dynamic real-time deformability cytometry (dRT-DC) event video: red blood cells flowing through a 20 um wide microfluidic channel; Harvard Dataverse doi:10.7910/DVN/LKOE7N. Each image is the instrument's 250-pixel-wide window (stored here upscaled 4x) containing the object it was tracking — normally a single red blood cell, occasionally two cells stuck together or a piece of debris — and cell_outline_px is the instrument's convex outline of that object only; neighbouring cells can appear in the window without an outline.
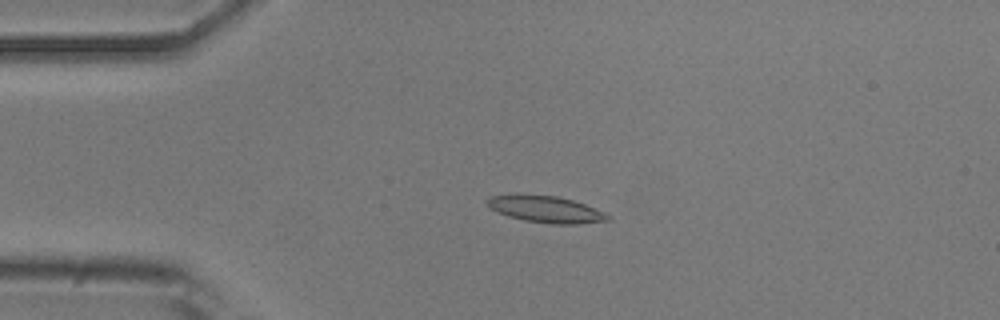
{"species": "common noctule bat (a hibernating species)", "species_latin": "Nyctalus noctula", "temperature_condition": "room temperature", "stored_images_in_passage": 10, "camera_frame_rate_fps": 3000, "um_per_image_px": 0.085, "animal": {"sex": "male", "body_mass_g": 20.5, "forearm_length_mm": 52.5}, "frame": {"image": 1, "passage_image": 4, "time_ms": 1.0, "image_size_px": [1000, 320], "cell_outline_px": [[612, 216], [608, 220], [580, 224], [552, 224], [524, 220], [508, 216], [496, 212], [488, 208], [484, 200], [492, 196], [512, 192], [516, 192], [556, 196], [572, 200], [584, 204], [604, 212]], "centroid_in_image_um": [46.29, 17.75], "position_along_channel_um": 38.7, "area_um2": 19.31}}
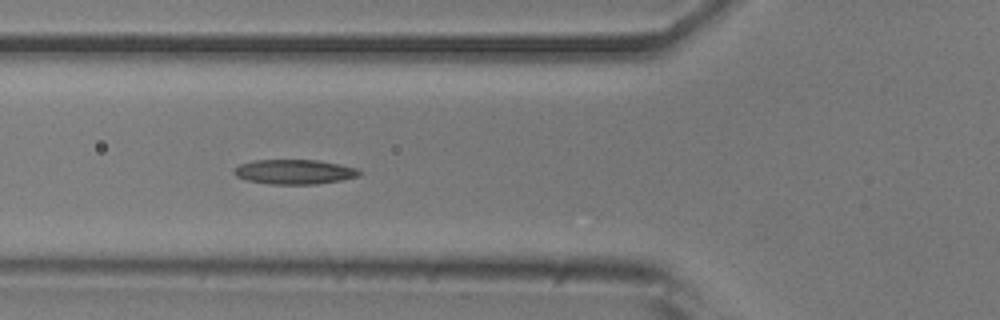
{"frame": {"image": 2, "passage_image": 6, "time_ms": 1.667, "image_size_px": [1000, 320], "cell_outline_px": [[360, 176], [340, 180], [316, 184], [272, 184], [248, 180], [236, 176], [232, 172], [240, 164], [252, 160], [320, 160], [340, 164], [356, 168], [360, 172]], "centroid_in_image_um": [25.03, 14.6], "position_along_channel_um": 100.8, "area_um2": 17.92}}
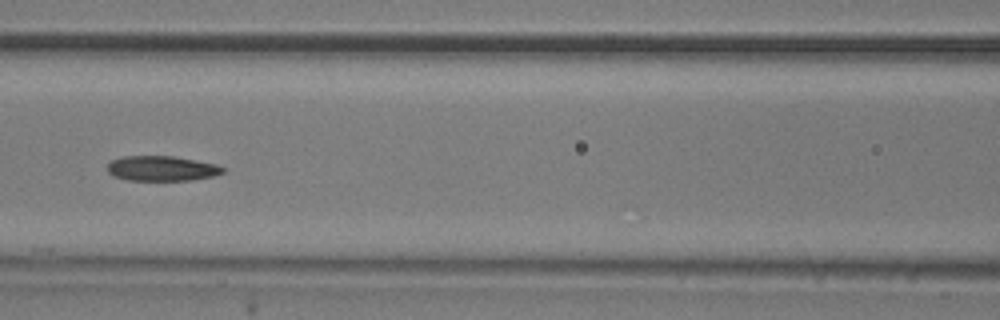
{"frame": {"image": 3, "passage_image": 7, "time_ms": 2.0, "image_size_px": [1000, 320], "cell_outline_px": [[224, 172], [212, 176], [192, 180], [128, 180], [112, 176], [108, 172], [108, 164], [112, 160], [124, 156], [172, 156], [196, 160], [216, 164], [224, 168]], "centroid_in_image_um": [13.73, 14.32], "position_along_channel_um": 152.9, "area_um2": 16.76}}